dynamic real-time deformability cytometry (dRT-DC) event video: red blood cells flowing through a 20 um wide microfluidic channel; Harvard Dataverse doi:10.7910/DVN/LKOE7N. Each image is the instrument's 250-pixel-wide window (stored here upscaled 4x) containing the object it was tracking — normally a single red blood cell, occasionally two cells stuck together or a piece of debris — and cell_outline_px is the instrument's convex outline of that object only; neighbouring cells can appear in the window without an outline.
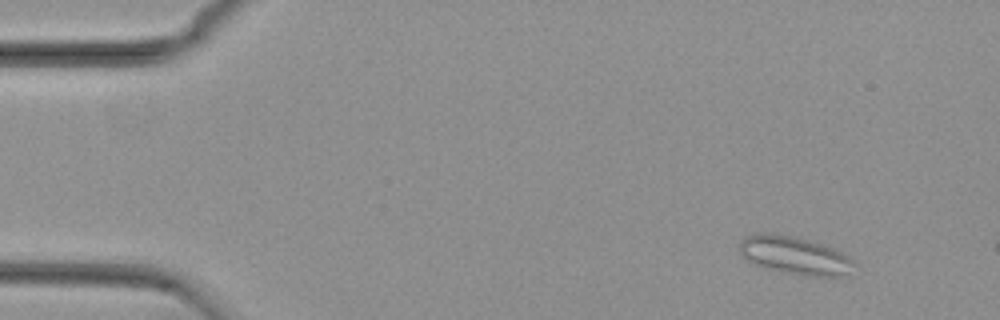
{"species": "common noctule bat (a hibernating species)", "species_latin": "Nyctalus noctula", "temperature_condition": "cold", "stored_images_in_passage": 13, "camera_frame_rate_fps": 3000, "um_per_image_px": 0.085, "animal": {"sex": "female", "body_mass_g": 29.2, "forearm_length_mm": 56.3}, "frame": {"image": 1, "passage_image": 6, "time_ms": 1.667, "image_size_px": [1000, 320], "cell_outline_px": [[856, 264], [852, 276], [804, 276], [784, 272], [768, 268], [756, 264], [748, 260], [740, 252], [740, 240], [744, 236], [756, 232], [772, 232], [792, 236], [824, 244], [848, 256]], "centroid_in_image_um": [67.59, 21.71], "position_along_channel_um": 17.4, "area_um2": 25.66}}